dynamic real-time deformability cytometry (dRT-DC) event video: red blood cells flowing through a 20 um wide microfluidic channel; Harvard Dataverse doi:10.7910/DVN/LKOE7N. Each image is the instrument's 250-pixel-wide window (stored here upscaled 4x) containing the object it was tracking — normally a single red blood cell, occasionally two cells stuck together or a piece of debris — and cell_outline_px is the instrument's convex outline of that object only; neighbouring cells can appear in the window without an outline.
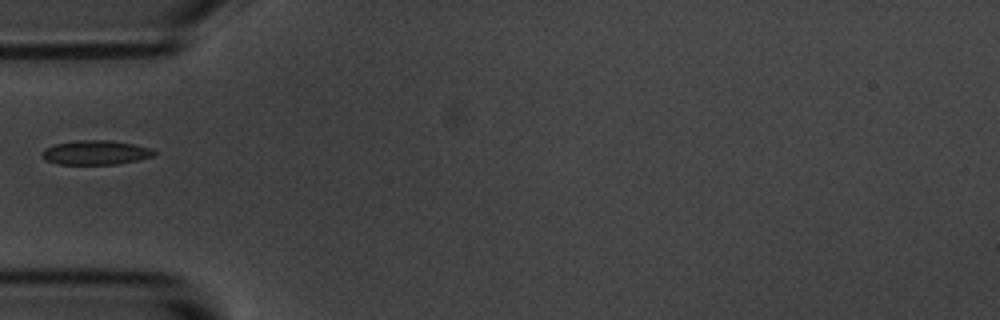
{"species": "common noctule bat (a hibernating species)", "species_latin": "Nyctalus noctula", "temperature_condition": "room temperature", "stored_images_in_passage": 2, "camera_frame_rate_fps": 3000, "um_per_image_px": 0.085, "animal": {"sex": "male", "body_mass_g": 20.1, "forearm_length_mm": 53.5}, "frame": {"image": 1, "passage_image": 1, "time_ms": 0.0, "image_size_px": [1000, 320], "cell_outline_px": [[156, 152], [152, 156], [136, 160], [116, 164], [56, 164], [44, 160], [40, 156], [40, 152], [44, 148], [56, 144], [76, 140], [104, 140], [132, 144], [152, 148]], "centroid_in_image_um": [8.05, 12.97], "position_along_channel_um": 77.0, "area_um2": 15.84}}